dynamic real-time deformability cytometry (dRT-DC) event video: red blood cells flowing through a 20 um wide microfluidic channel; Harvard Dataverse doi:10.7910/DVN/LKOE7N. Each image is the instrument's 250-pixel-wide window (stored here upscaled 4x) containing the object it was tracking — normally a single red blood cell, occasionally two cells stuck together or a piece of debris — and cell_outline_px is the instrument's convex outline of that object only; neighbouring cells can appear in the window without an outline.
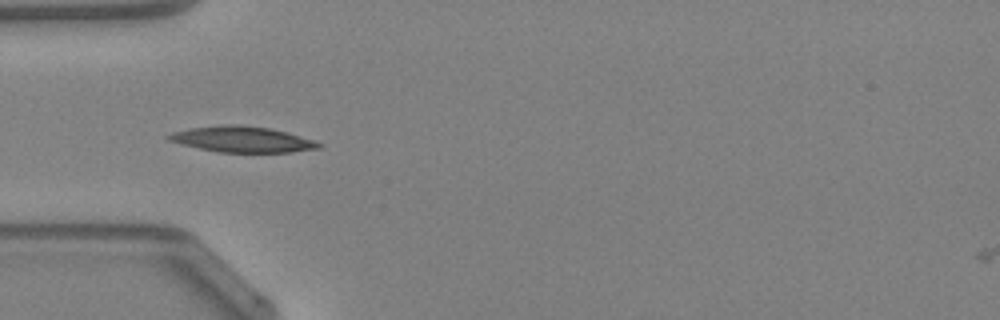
{"species": "Egyptian fruit bat (a non-hibernating species)", "species_latin": "Rousettus aegyptiacus", "temperature_condition": "warm", "stored_images_in_passage": 24, "camera_frame_rate_fps": 3000, "um_per_image_px": 0.085, "animal": {"sex": "female"}, "frame": {"image": 1, "passage_image": 4, "time_ms": 1.0, "image_size_px": [1000, 320], "cell_outline_px": [[324, 144], [320, 148], [292, 152], [220, 152], [180, 144], [168, 140], [164, 136], [172, 132], [188, 128], [220, 124], [240, 124], [268, 128], [316, 140]], "centroid_in_image_um": [20.56, 11.83], "position_along_channel_um": 64.4, "area_um2": 22.72}}